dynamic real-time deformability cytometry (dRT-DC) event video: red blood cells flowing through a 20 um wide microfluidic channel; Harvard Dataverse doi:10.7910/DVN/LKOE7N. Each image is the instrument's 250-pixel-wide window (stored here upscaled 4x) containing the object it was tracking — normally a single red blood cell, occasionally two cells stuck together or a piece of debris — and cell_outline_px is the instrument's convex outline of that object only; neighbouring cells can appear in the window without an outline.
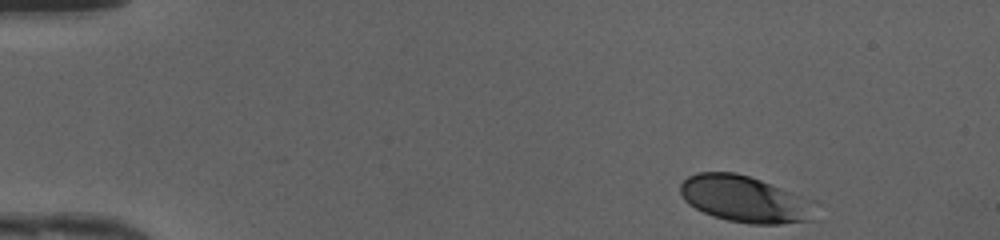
{"species": "human", "species_latin": "Homo sapiens", "temperature_condition": "cold", "stored_images_in_passage": 44, "camera_frame_rate_fps": 3000, "um_per_image_px": 0.085, "donor": {"sex": "female"}, "frame": {"image": 1, "passage_image": 1, "time_ms": 0.0, "image_size_px": [1000, 240], "cell_outline_px": [[820, 220], [780, 224], [748, 224], [728, 220], [712, 216], [688, 204], [684, 200], [680, 192], [680, 184], [688, 176], [696, 172], [736, 172], [760, 180], [800, 196]], "centroid_in_image_um": [63.23, 16.94], "position_along_channel_um": 21.8, "area_um2": 36.07}}
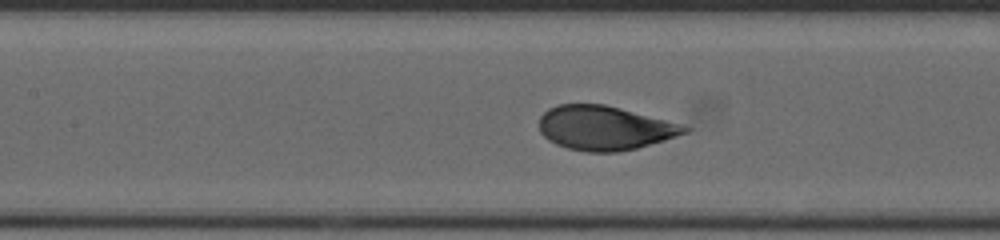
{"frame": {"image": 2, "passage_image": 18, "time_ms": 5.667, "image_size_px": [1000, 240], "cell_outline_px": [[692, 128], [688, 132], [664, 140], [636, 148], [620, 152], [588, 152], [568, 148], [556, 144], [548, 140], [540, 132], [540, 116], [548, 108], [556, 104], [604, 104], [620, 108], [664, 120]], "centroid_in_image_um": [51.34, 10.88], "position_along_channel_um": 156.1, "area_um2": 37.11}}
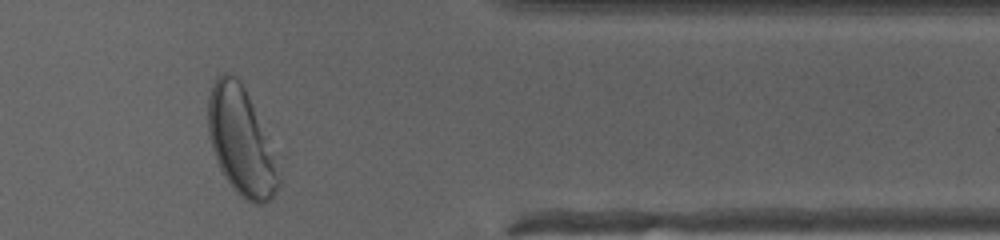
{"frame": {"image": 3, "passage_image": 36, "time_ms": 11.667, "image_size_px": [1000, 240], "cell_outline_px": [[280, 184], [276, 192], [264, 204], [252, 204], [240, 196], [236, 192], [224, 176], [216, 160], [208, 136], [208, 96], [212, 84], [216, 76], [224, 72], [228, 72], [236, 76], [244, 88], [248, 96], [276, 160], [280, 180]], "centroid_in_image_um": [20.45, 12.03], "position_along_channel_um": 390.9, "area_um2": 43.7}, "authors_computed_cell_mechanics": {"area_um2": 37.9746, "velocity_mm_per_s": 4.1661, "shape_relaxation_time_tau1_ms": 2.0666, "shape_relaxation_time_tau2_ms": null, "deformation_change_tau1": 0.1264, "deformation_change_tau2": null}}